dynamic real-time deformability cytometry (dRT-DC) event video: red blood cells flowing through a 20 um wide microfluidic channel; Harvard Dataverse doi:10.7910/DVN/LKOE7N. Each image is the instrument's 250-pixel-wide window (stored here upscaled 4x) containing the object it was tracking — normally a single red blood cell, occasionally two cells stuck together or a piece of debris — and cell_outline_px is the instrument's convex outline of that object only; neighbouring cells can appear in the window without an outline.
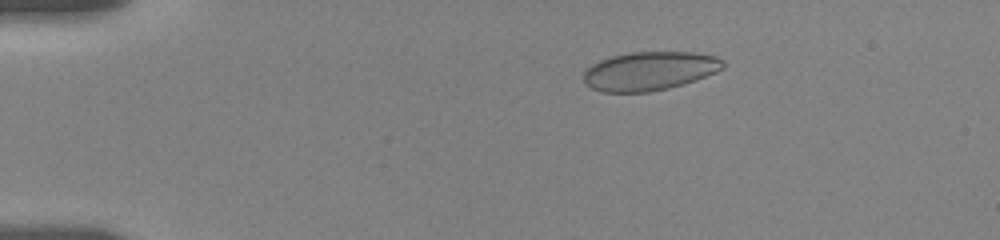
{"species": "human", "species_latin": "Homo sapiens", "temperature_condition": "room temperature", "stored_images_in_passage": 52, "camera_frame_rate_fps": 3000, "um_per_image_px": 0.085, "donor": {"sex": "female"}, "frame": {"image": 1, "passage_image": 14, "time_ms": 3.333, "image_size_px": [1000, 240], "cell_outline_px": [[724, 68], [716, 72], [696, 80], [684, 84], [668, 88], [648, 92], [604, 92], [592, 88], [584, 80], [584, 72], [592, 64], [600, 60], [612, 56], [628, 52], [692, 52], [716, 56], [724, 60]], "centroid_in_image_um": [55.24, 6.03], "position_along_channel_um": 29.8, "area_um2": 31.44}}
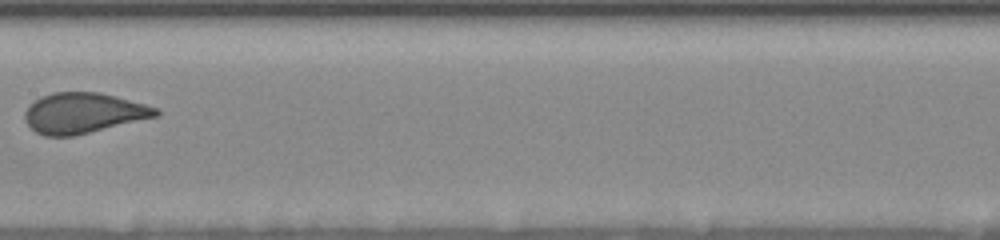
{"frame": {"image": 2, "passage_image": 29, "time_ms": 10.0, "image_size_px": [1000, 240], "cell_outline_px": [[160, 112], [156, 116], [72, 136], [44, 136], [36, 132], [24, 120], [24, 112], [28, 104], [40, 96], [52, 92], [100, 92], [160, 108]], "centroid_in_image_um": [7.03, 9.59], "position_along_channel_um": 200.4, "area_um2": 30.75}}
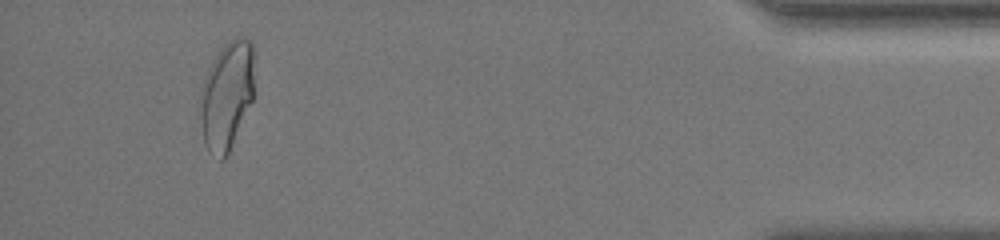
{"frame": {"image": 3, "passage_image": 47, "time_ms": 17.667, "image_size_px": [1000, 240], "cell_outline_px": [[256, 52], [252, 100], [228, 152], [224, 160], [220, 160], [208, 152], [204, 144], [200, 92], [200, 88], [208, 68], [220, 48], [228, 40], [236, 36], [252, 40]], "centroid_in_image_um": [19.31, 8.02], "position_along_channel_um": 415.9, "area_um2": 34.39}}